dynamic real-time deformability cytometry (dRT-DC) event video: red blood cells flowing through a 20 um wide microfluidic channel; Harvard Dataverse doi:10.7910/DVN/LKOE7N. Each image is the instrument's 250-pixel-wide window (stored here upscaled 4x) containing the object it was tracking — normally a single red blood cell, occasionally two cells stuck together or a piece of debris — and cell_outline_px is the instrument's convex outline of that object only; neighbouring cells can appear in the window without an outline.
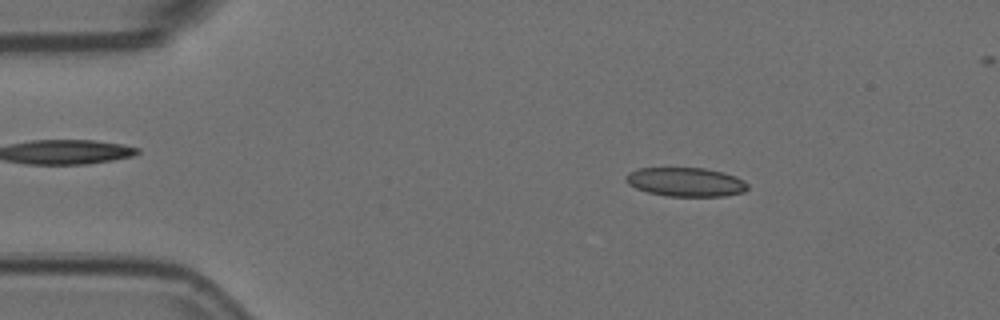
{"species": "Egyptian fruit bat (a non-hibernating species)", "species_latin": "Rousettus aegyptiacus", "temperature_condition": "room temperature", "stored_images_in_passage": 4, "camera_frame_rate_fps": 3000, "um_per_image_px": 0.085, "animal": {"sex": "female"}, "frame": {"image": 1, "passage_image": 2, "time_ms": 0.333, "image_size_px": [1000, 320], "cell_outline_px": [[748, 188], [744, 192], [724, 196], [664, 196], [648, 192], [636, 188], [628, 184], [624, 180], [624, 176], [628, 172], [640, 168], [704, 168], [724, 172], [736, 176], [744, 180], [748, 184]], "centroid_in_image_um": [58.28, 15.47], "position_along_channel_um": 26.7, "area_um2": 20.75}}